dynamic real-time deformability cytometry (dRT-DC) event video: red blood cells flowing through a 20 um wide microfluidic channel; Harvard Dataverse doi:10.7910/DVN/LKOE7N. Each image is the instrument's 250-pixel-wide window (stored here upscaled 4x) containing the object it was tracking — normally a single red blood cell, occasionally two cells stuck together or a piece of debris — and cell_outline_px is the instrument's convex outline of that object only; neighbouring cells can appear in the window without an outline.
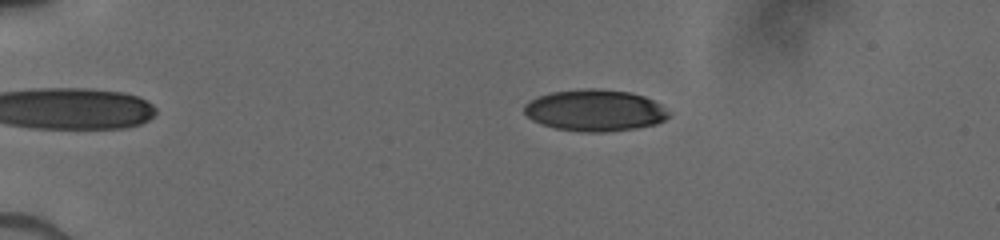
{"species": "human", "species_latin": "Homo sapiens", "temperature_condition": "cold", "stored_images_in_passage": 68, "camera_frame_rate_fps": 3000, "um_per_image_px": 0.085, "donor": {"sex": "male"}, "frame": {"image": 1, "passage_image": 22, "time_ms": 4.0, "image_size_px": [1000, 240], "cell_outline_px": [[672, 116], [656, 124], [636, 128], [604, 132], [584, 132], [556, 128], [540, 124], [532, 120], [524, 112], [524, 104], [528, 100], [536, 96], [552, 92], [584, 88], [600, 88], [632, 92], [644, 96], [660, 104], [672, 112]], "centroid_in_image_um": [50.58, 9.37], "position_along_channel_um": 34.4, "area_um2": 35.49}}
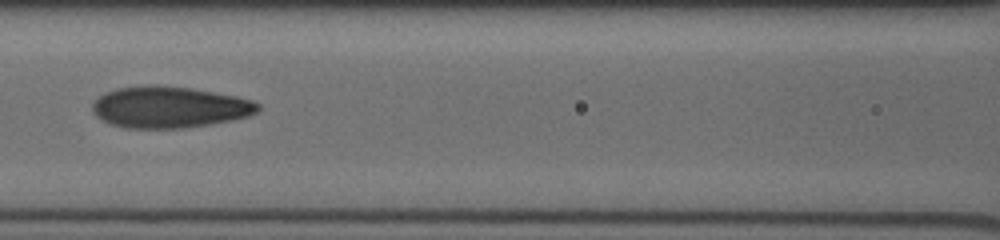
{"frame": {"image": 2, "passage_image": 47, "time_ms": 8.667, "image_size_px": [1000, 240], "cell_outline_px": [[260, 108], [256, 112], [248, 116], [232, 120], [208, 124], [180, 128], [124, 128], [108, 124], [96, 116], [92, 112], [92, 104], [104, 92], [116, 88], [156, 84], [192, 88], [236, 96], [252, 100], [260, 104]], "centroid_in_image_um": [14.37, 9.1], "position_along_channel_um": 152.2, "area_um2": 40.11}}
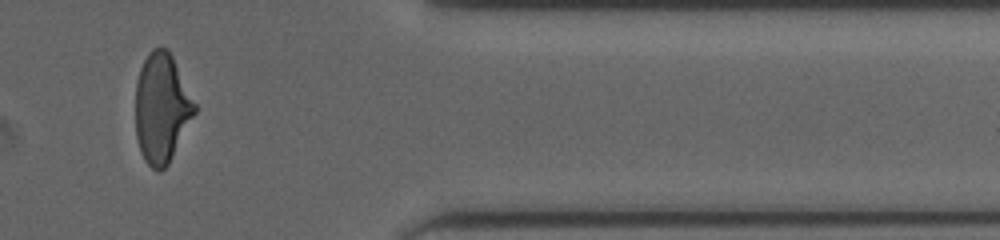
{"frame": {"image": 3, "passage_image": 62, "time_ms": 15.0, "image_size_px": [1000, 240], "cell_outline_px": [[196, 112], [168, 164], [160, 172], [156, 172], [144, 160], [140, 152], [136, 136], [136, 80], [140, 68], [148, 52], [152, 48], [168, 48], [196, 104]], "centroid_in_image_um": [13.73, 9.19], "position_along_channel_um": 397.7, "area_um2": 37.69}}